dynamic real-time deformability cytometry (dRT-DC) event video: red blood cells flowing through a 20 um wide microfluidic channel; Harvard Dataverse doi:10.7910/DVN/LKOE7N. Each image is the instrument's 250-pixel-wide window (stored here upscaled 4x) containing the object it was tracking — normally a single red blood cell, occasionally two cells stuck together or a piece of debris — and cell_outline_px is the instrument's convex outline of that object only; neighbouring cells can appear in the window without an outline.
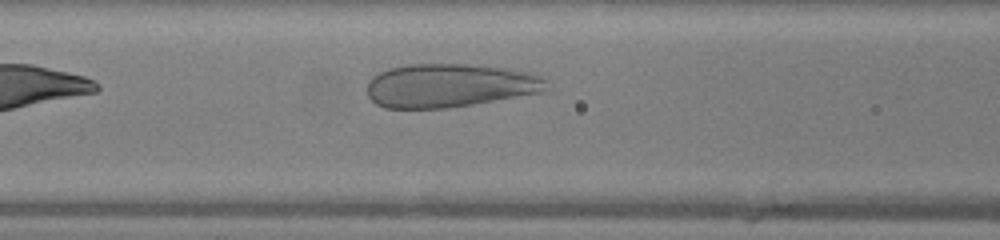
{"species": "human", "species_latin": "Homo sapiens", "temperature_condition": "warm", "stored_images_in_passage": 21, "camera_frame_rate_fps": 3000, "um_per_image_px": 0.085, "donor": {"sex": "female"}, "frame": {"image": 1, "passage_image": 6, "time_ms": 1.667, "image_size_px": [1000, 240], "cell_outline_px": [[552, 88], [544, 92], [448, 108], [384, 108], [376, 104], [368, 96], [368, 80], [372, 76], [388, 68], [408, 64], [468, 64], [504, 68], [532, 72], [548, 80]], "centroid_in_image_um": [38.26, 7.26], "position_along_channel_um": 128.3, "area_um2": 46.01}}
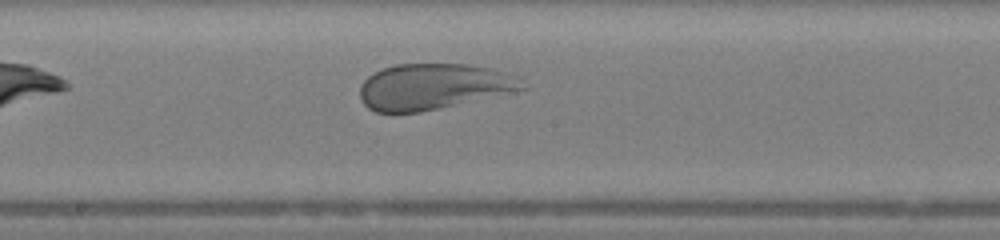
{"frame": {"image": 2, "passage_image": 12, "time_ms": 3.667, "image_size_px": [1000, 240], "cell_outline_px": [[528, 88], [516, 92], [440, 108], [420, 112], [376, 112], [368, 108], [360, 100], [360, 84], [368, 76], [384, 68], [396, 64], [468, 64], [492, 68], [520, 76]], "centroid_in_image_um": [36.9, 7.36], "position_along_channel_um": 211.3, "area_um2": 43.87}}
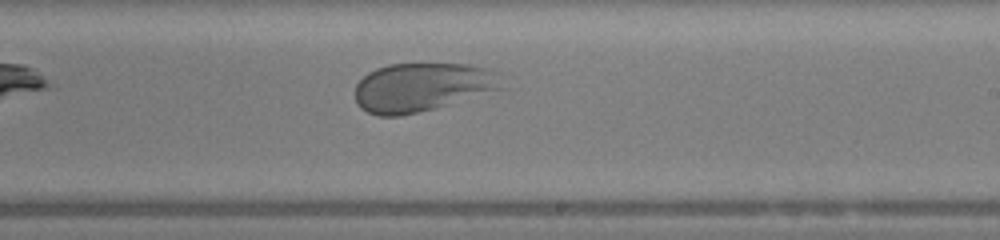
{"frame": {"image": 3, "passage_image": 15, "time_ms": 4.667, "image_size_px": [1000, 240], "cell_outline_px": [[508, 76], [500, 88], [436, 108], [400, 116], [376, 116], [360, 108], [356, 104], [356, 84], [368, 72], [376, 68], [388, 64], [468, 64], [488, 68]], "centroid_in_image_um": [35.89, 7.4], "position_along_channel_um": 253.1, "area_um2": 41.85}}